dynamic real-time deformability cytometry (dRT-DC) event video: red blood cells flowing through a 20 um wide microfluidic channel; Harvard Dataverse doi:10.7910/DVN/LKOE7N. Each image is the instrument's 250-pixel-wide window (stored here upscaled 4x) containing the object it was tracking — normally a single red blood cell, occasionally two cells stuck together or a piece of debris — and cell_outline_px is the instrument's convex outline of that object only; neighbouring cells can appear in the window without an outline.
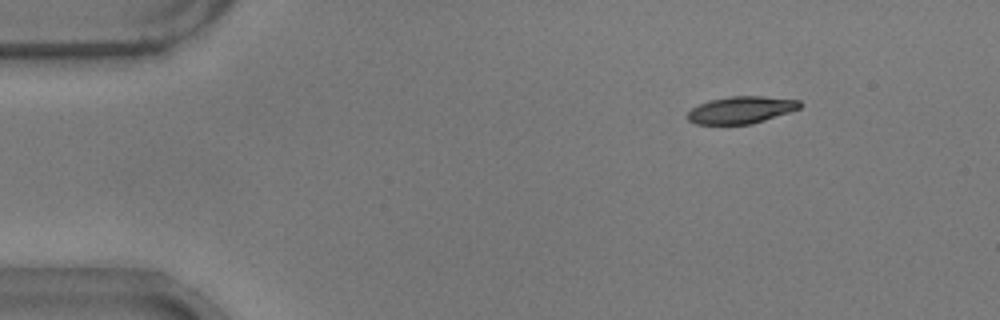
{"species": "common noctule bat (a hibernating species)", "species_latin": "Nyctalus noctula", "temperature_condition": "warm", "stored_images_in_passage": 48, "camera_frame_rate_fps": 3000, "um_per_image_px": 0.085, "animal": {"sex": "male", "body_mass_g": 17.9}, "frame": {"image": 1, "passage_image": 1, "time_ms": 0.0, "image_size_px": [1000, 320], "cell_outline_px": [[804, 104], [800, 108], [752, 124], [696, 124], [688, 120], [688, 112], [692, 108], [708, 100], [732, 96], [764, 96], [800, 100]], "centroid_in_image_um": [63.01, 9.33], "position_along_channel_um": 22.0, "area_um2": 17.69}}
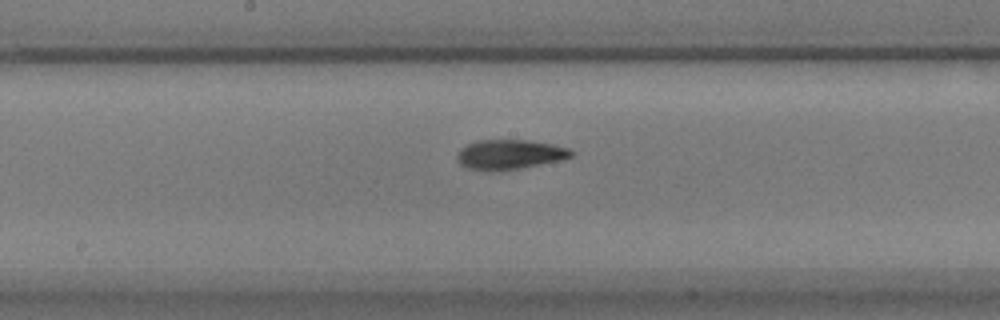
{"frame": {"image": 2, "passage_image": 22, "time_ms": 7.0, "image_size_px": [1000, 320], "cell_outline_px": [[572, 156], [560, 160], [520, 168], [492, 172], [488, 172], [468, 168], [460, 164], [456, 156], [460, 148], [468, 144], [480, 140], [524, 140], [552, 144], [568, 148], [572, 152]], "centroid_in_image_um": [43.27, 13.14], "position_along_channel_um": 204.9, "area_um2": 19.65}}
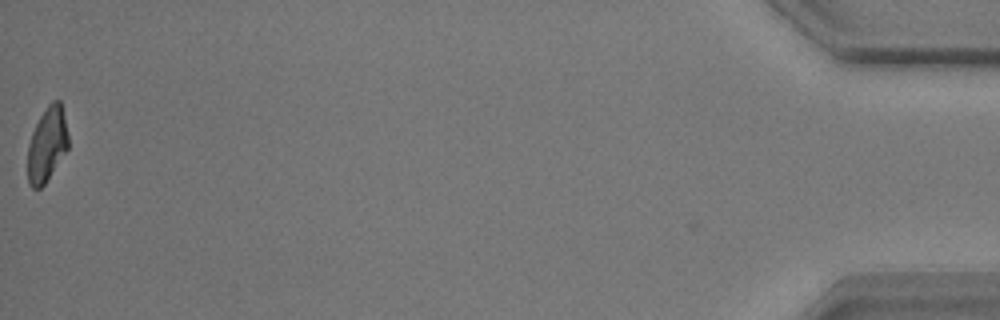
{"frame": {"image": 3, "passage_image": 48, "time_ms": 15.667, "image_size_px": [1000, 320], "cell_outline_px": [[68, 148], [44, 184], [40, 188], [32, 188], [28, 184], [28, 144], [32, 132], [40, 116], [48, 104], [52, 100], [60, 100], [68, 136]], "centroid_in_image_um": [3.98, 12.28], "position_along_channel_um": 431.2, "area_um2": 17.34}, "authors_computed_cell_mechanics": {"area_um2": 19.1607, "velocity_mm_per_s": 3.7386, "shape_relaxation_time_tau1_ms": 3.9444, "shape_relaxation_time_tau2_ms": 2.6732, "deformation_change_tau1": 0.1675, "deformation_change_tau2": 0.1004}}